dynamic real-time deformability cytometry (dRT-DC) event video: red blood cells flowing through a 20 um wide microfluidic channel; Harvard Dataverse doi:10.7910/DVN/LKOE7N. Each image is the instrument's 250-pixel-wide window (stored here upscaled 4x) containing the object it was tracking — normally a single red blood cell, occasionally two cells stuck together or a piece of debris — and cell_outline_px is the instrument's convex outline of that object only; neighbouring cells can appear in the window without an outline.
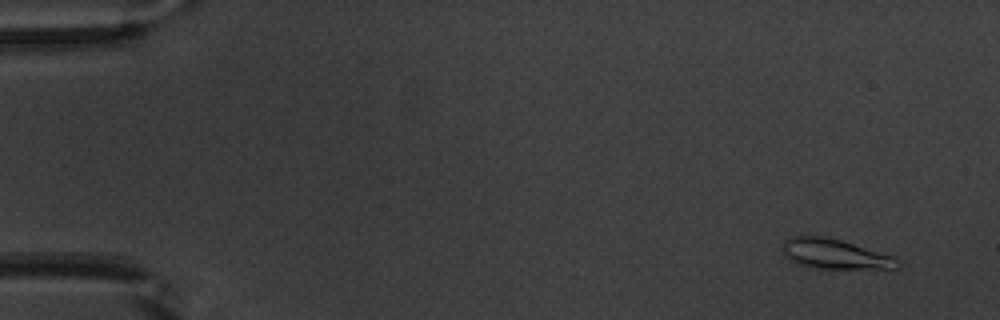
{"species": "common noctule bat (a hibernating species)", "species_latin": "Nyctalus noctula", "temperature_condition": "warm", "stored_images_in_passage": 50, "camera_frame_rate_fps": 3000, "um_per_image_px": 0.085, "animal": {"sex": "male", "body_mass_g": 20.1, "forearm_length_mm": 53.5}, "frame": {"image": 1, "passage_image": 1, "time_ms": 0.0, "image_size_px": [1000, 320], "cell_outline_px": [[904, 264], [900, 268], [816, 268], [800, 264], [792, 260], [784, 252], [784, 240], [788, 236], [824, 236], [840, 240], [896, 256]], "centroid_in_image_um": [71.07, 21.58], "position_along_channel_um": 13.9, "area_um2": 19.88}}
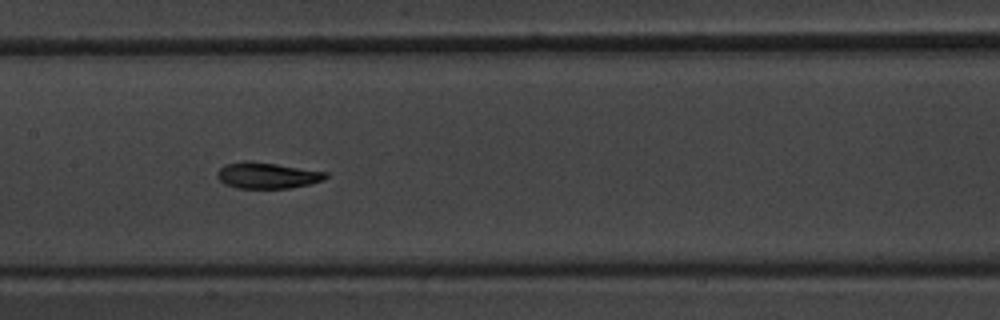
{"frame": {"image": 2, "passage_image": 24, "time_ms": 7.667, "image_size_px": [1000, 320], "cell_outline_px": [[328, 176], [324, 180], [312, 184], [292, 188], [236, 188], [224, 184], [216, 176], [216, 172], [224, 164], [244, 160], [248, 160], [276, 164], [328, 172]], "centroid_in_image_um": [22.7, 14.91], "position_along_channel_um": 184.7, "area_um2": 16.76}}
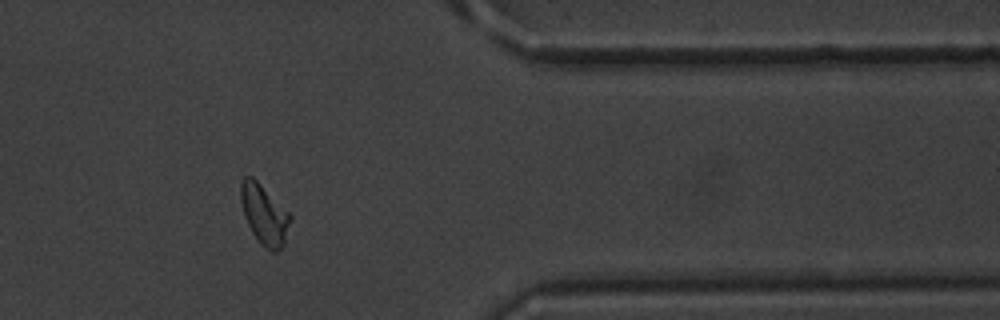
{"frame": {"image": 3, "passage_image": 41, "time_ms": 13.333, "image_size_px": [1000, 320], "cell_outline_px": [[292, 220], [284, 244], [276, 252], [272, 252], [260, 244], [252, 232], [244, 216], [240, 200], [240, 180], [244, 176], [252, 176], [292, 216]], "centroid_in_image_um": [22.45, 18.24], "position_along_channel_um": 388.9, "area_um2": 17.28}, "authors_computed_cell_mechanics": {"area_um2": 16.8776, "velocity_mm_per_s": 3.8821, "shape_relaxation_time_tau1_ms": 2.7519, "shape_relaxation_time_tau2_ms": 1.7571, "deformation_change_tau1": 0.1478, "deformation_change_tau2": 0.0657}}